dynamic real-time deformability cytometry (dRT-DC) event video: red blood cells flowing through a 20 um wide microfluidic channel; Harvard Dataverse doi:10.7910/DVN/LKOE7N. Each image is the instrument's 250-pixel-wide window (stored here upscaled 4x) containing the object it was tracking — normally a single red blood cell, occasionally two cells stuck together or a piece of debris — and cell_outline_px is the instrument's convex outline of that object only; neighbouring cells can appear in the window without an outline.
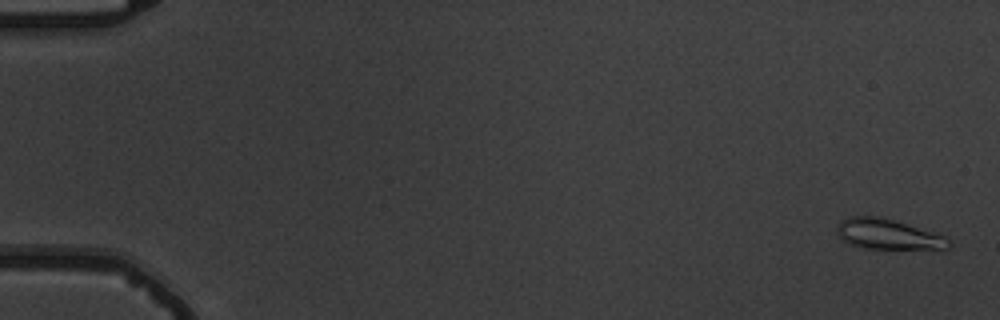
{"species": "common noctule bat (a hibernating species)", "species_latin": "Nyctalus noctula", "temperature_condition": "warm", "stored_images_in_passage": 5, "camera_frame_rate_fps": 3000, "um_per_image_px": 0.085, "animal": {"sex": "male", "body_mass_g": 19.5, "forearm_length_mm": 54.6}, "frame": {"image": 1, "passage_image": 1, "time_ms": 0.0, "image_size_px": [1000, 320], "cell_outline_px": [[952, 244], [948, 248], [864, 248], [852, 244], [844, 240], [836, 232], [836, 224], [840, 220], [848, 216], [880, 216], [948, 236], [952, 240]], "centroid_in_image_um": [75.49, 19.89], "position_along_channel_um": 9.5, "area_um2": 19.71}}
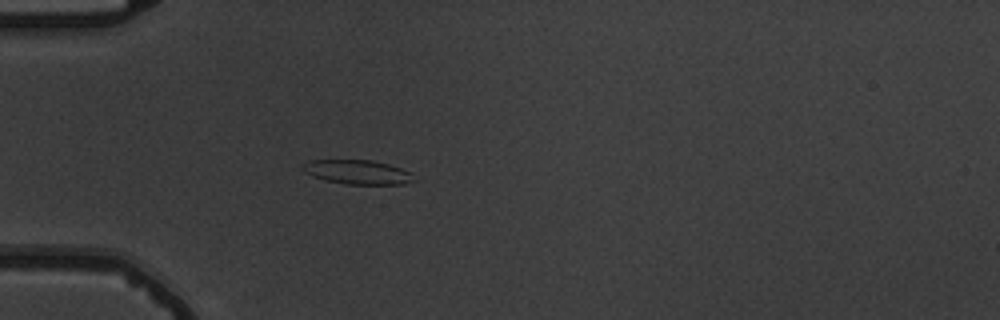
{"frame": {"image": 2, "passage_image": 5, "time_ms": 5.333, "image_size_px": [1000, 320], "cell_outline_px": [[416, 180], [404, 184], [344, 184], [324, 180], [312, 176], [304, 172], [300, 168], [300, 164], [308, 160], [372, 160], [388, 164], [412, 172]], "centroid_in_image_um": [30.35, 14.62], "position_along_channel_um": 54.6, "area_um2": 15.95}}